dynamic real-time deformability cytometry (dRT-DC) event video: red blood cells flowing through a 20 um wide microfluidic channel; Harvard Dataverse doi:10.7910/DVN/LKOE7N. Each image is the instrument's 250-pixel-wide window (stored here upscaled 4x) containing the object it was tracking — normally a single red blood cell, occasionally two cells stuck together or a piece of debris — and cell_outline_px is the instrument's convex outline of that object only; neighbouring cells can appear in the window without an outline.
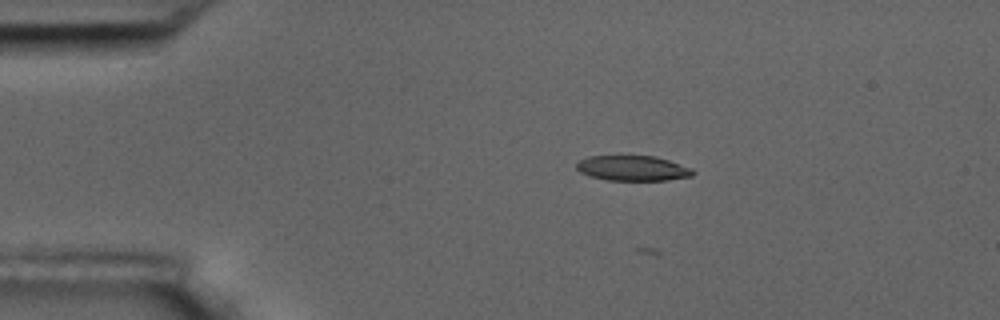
{"species": "common noctule bat (a hibernating species)", "species_latin": "Nyctalus noctula", "temperature_condition": "room temperature", "stored_images_in_passage": 5, "camera_frame_rate_fps": 3000, "um_per_image_px": 0.085, "animal": {"sex": "male", "body_mass_g": 17.5, "forearm_length_mm": 52.3}, "frame": {"image": 1, "passage_image": 2, "time_ms": 1.0, "image_size_px": [1000, 320], "cell_outline_px": [[696, 172], [692, 176], [668, 180], [608, 180], [588, 176], [580, 172], [576, 168], [576, 164], [580, 160], [588, 156], [656, 156], [692, 168]], "centroid_in_image_um": [53.78, 14.3], "position_along_channel_um": 31.2, "area_um2": 17.11}}
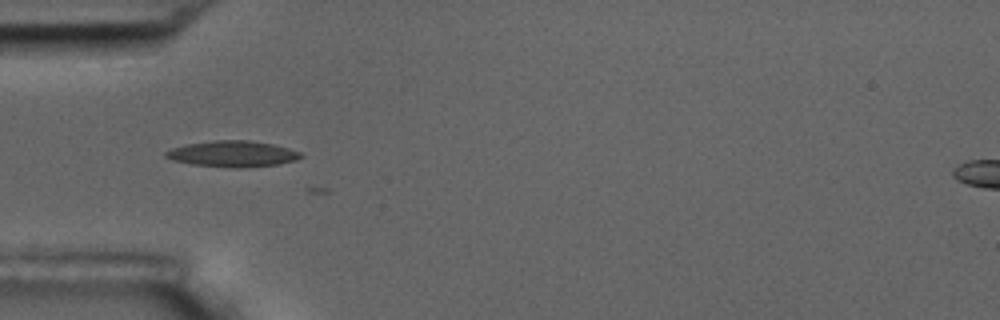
{"frame": {"image": 2, "passage_image": 4, "time_ms": 3.333, "image_size_px": [1000, 320], "cell_outline_px": [[304, 156], [296, 160], [276, 164], [192, 164], [172, 160], [164, 156], [164, 152], [172, 148], [184, 144], [216, 140], [248, 140], [272, 144], [288, 148], [300, 152]], "centroid_in_image_um": [19.73, 13.0], "position_along_channel_um": 65.3, "area_um2": 19.13}}